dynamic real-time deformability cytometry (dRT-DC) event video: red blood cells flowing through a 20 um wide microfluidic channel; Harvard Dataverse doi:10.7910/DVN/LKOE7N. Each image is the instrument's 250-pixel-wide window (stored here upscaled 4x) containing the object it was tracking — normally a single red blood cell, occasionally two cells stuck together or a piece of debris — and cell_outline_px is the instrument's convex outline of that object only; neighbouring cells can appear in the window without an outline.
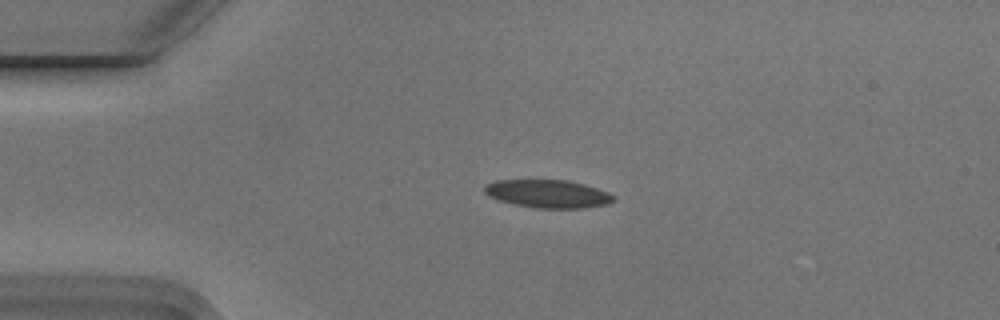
{"species": "Egyptian fruit bat (a non-hibernating species)", "species_latin": "Rousettus aegyptiacus", "temperature_condition": "cold", "stored_images_in_passage": 4, "camera_frame_rate_fps": 3000, "um_per_image_px": 0.085, "animal": {"sex": "male"}, "frame": {"image": 1, "passage_image": 3, "time_ms": 0.667, "image_size_px": [1000, 320], "cell_outline_px": [[616, 200], [608, 204], [584, 208], [536, 208], [516, 204], [500, 200], [488, 196], [484, 192], [484, 188], [488, 184], [496, 180], [568, 180], [584, 184], [608, 192]], "centroid_in_image_um": [46.59, 16.47], "position_along_channel_um": 38.4, "area_um2": 20.92}}